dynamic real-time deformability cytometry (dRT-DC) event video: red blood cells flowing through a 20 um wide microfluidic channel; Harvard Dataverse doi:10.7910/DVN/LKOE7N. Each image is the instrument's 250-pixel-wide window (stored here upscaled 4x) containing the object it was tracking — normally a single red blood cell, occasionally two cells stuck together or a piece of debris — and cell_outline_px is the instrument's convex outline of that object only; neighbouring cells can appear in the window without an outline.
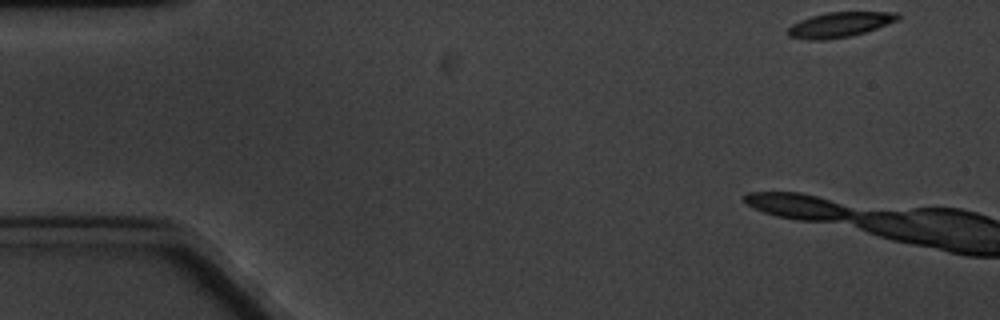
{"species": "common noctule bat (a hibernating species)", "species_latin": "Nyctalus noctula", "temperature_condition": "cold", "stored_images_in_passage": 7, "camera_frame_rate_fps": 3000, "um_per_image_px": 0.085, "animal": {"sex": "male", "body_mass_g": 20.1, "forearm_length_mm": 53.5}, "frame": {"image": 1, "passage_image": 1, "time_ms": 0.0, "image_size_px": [1000, 320], "cell_outline_px": [[900, 20], [852, 36], [824, 40], [808, 40], [788, 36], [788, 28], [792, 24], [800, 20], [812, 16], [828, 12], [900, 12]], "centroid_in_image_um": [71.4, 2.09], "position_along_channel_um": 13.6, "area_um2": 16.07}}